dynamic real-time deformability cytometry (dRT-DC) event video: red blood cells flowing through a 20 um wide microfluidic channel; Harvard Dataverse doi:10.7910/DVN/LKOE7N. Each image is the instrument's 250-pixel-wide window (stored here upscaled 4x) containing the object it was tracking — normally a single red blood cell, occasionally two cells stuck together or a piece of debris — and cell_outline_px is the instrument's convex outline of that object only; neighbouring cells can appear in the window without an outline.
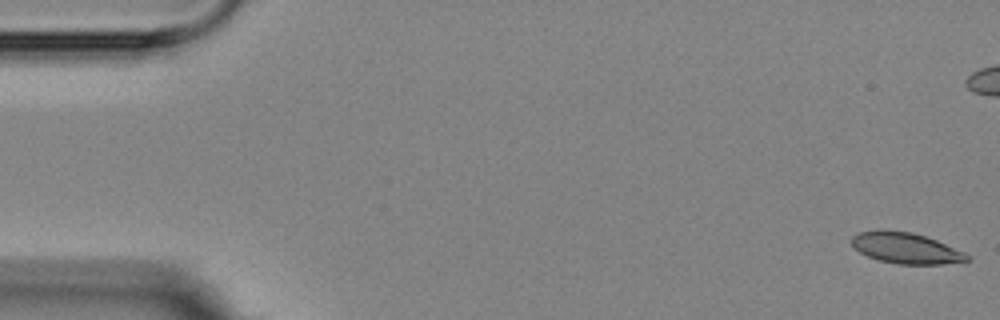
{"species": "Egyptian fruit bat (a non-hibernating species)", "species_latin": "Rousettus aegyptiacus", "temperature_condition": "room temperature", "stored_images_in_passage": 3, "camera_frame_rate_fps": 3000, "um_per_image_px": 0.085, "animal": {"sex": "female"}, "frame": {"image": 1, "passage_image": 1, "time_ms": 0.0, "image_size_px": [1000, 320], "cell_outline_px": [[972, 260], [944, 264], [896, 264], [880, 260], [868, 256], [860, 252], [852, 244], [852, 236], [860, 232], [876, 228], [884, 228], [912, 232], [936, 240], [964, 252], [972, 256]], "centroid_in_image_um": [77.0, 21.07], "position_along_channel_um": 8.0, "area_um2": 21.04}}